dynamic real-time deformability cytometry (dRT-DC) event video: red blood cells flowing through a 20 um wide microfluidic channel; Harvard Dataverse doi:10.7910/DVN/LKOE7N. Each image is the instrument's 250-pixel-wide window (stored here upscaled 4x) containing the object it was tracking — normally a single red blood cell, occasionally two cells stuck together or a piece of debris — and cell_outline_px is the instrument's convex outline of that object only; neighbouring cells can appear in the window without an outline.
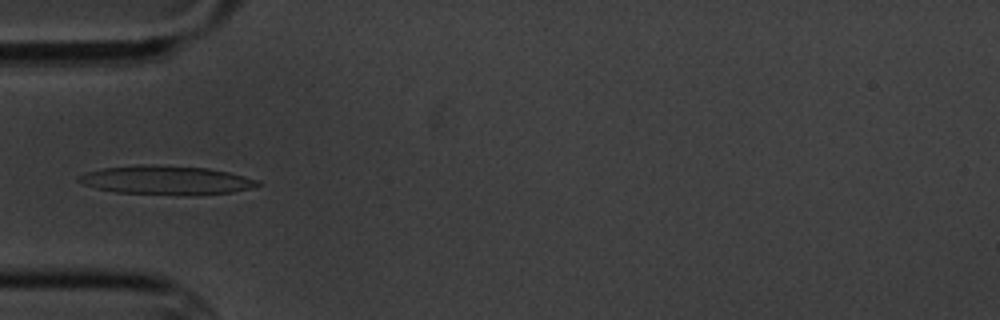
{"species": "common noctule bat (a hibernating species)", "species_latin": "Nyctalus noctula", "temperature_condition": "cold", "stored_images_in_passage": 10, "camera_frame_rate_fps": 3000, "um_per_image_px": 0.085, "animal": {"sex": "male", "body_mass_g": 20.1, "forearm_length_mm": 53.5}, "frame": {"image": 1, "passage_image": 5, "time_ms": 4.667, "image_size_px": [1000, 320], "cell_outline_px": [[260, 184], [248, 188], [232, 192], [192, 196], [184, 196], [116, 192], [96, 188], [84, 184], [76, 180], [76, 176], [84, 172], [104, 168], [136, 164], [152, 164], [208, 168], [228, 172], [260, 180]], "centroid_in_image_um": [14.09, 15.31], "position_along_channel_um": 70.9, "area_um2": 30.52}}
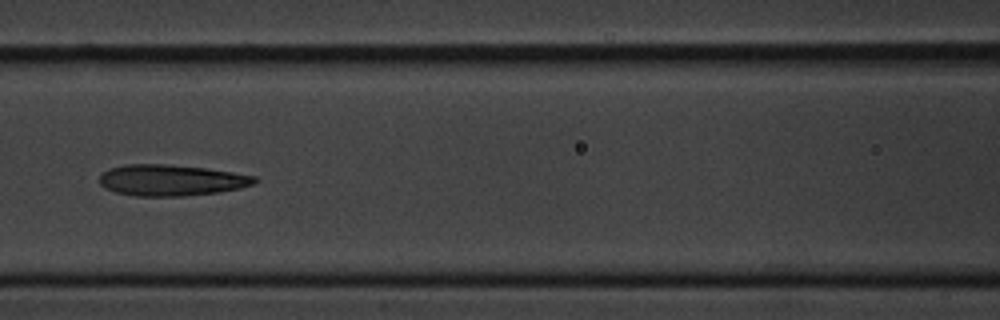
{"frame": {"image": 2, "passage_image": 7, "time_ms": 7.0, "image_size_px": [1000, 320], "cell_outline_px": [[256, 180], [252, 184], [240, 188], [220, 192], [184, 196], [136, 196], [116, 192], [104, 188], [100, 184], [100, 172], [124, 164], [164, 164], [208, 168], [256, 176]], "centroid_in_image_um": [14.53, 15.31], "position_along_channel_um": 152.1, "area_um2": 28.21}}
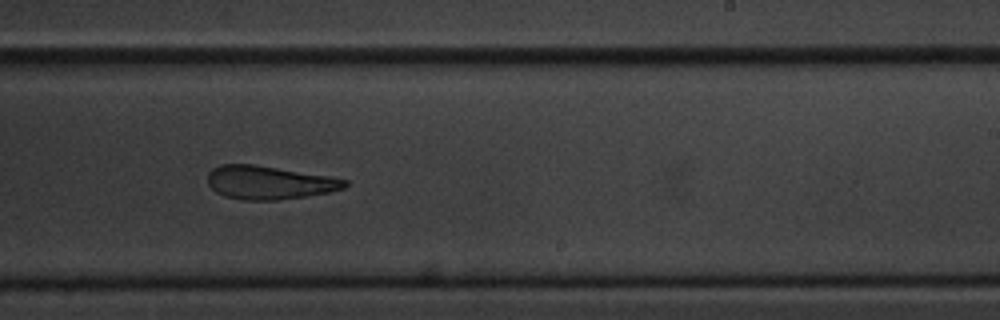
{"frame": {"image": 3, "passage_image": 10, "time_ms": 10.333, "image_size_px": [1000, 320], "cell_outline_px": [[348, 184], [344, 188], [328, 192], [280, 200], [244, 200], [224, 196], [216, 192], [208, 184], [208, 172], [212, 168], [220, 164], [252, 164], [332, 176], [348, 180]], "centroid_in_image_um": [22.87, 15.51], "position_along_channel_um": 266.1, "area_um2": 26.76}}